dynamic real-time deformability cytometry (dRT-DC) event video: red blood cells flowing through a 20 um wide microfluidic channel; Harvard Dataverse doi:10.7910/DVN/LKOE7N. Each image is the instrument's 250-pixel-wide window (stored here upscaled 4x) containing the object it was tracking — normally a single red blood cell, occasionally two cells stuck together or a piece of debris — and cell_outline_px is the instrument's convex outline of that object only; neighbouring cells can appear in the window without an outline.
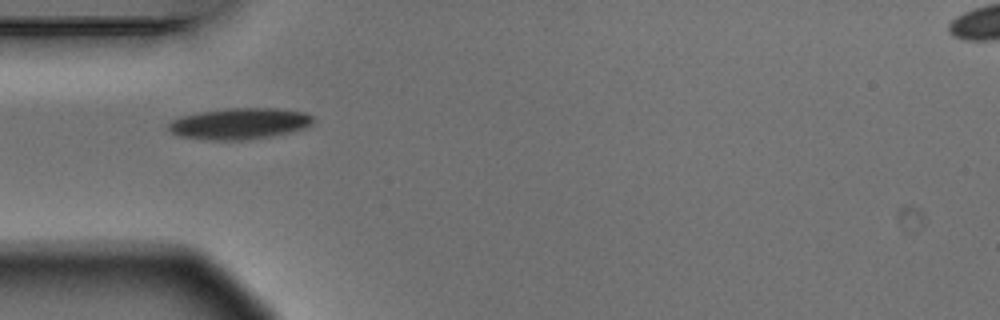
{"species": "Egyptian fruit bat (a non-hibernating species)", "species_latin": "Rousettus aegyptiacus", "temperature_condition": "warm", "stored_images_in_passage": 2, "camera_frame_rate_fps": 3000, "um_per_image_px": 0.085, "animal": {"sex": "male"}, "frame": {"image": 1, "passage_image": 1, "time_ms": 0.0, "image_size_px": [1000, 320], "cell_outline_px": [[312, 124], [308, 128], [272, 136], [248, 140], [208, 140], [176, 136], [168, 128], [168, 124], [172, 120], [180, 116], [196, 112], [228, 108], [276, 108], [304, 112], [312, 116]], "centroid_in_image_um": [20.34, 10.51], "position_along_channel_um": 64.7, "area_um2": 26.65}}
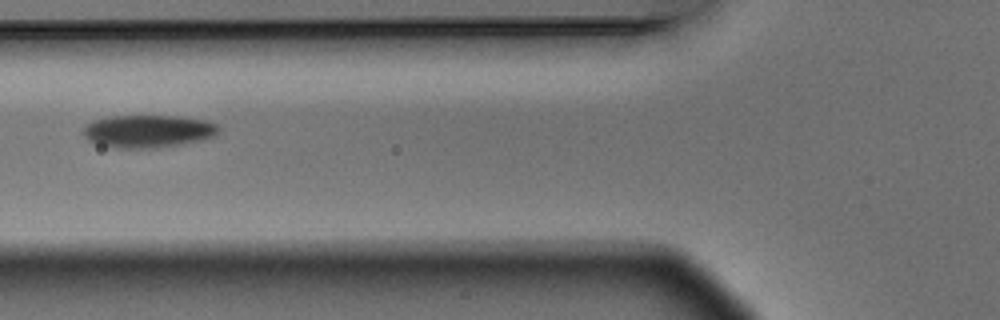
{"frame": {"image": 2, "passage_image": 2, "time_ms": 0.333, "image_size_px": [1000, 320], "cell_outline_px": [[220, 128], [216, 136], [200, 140], [180, 144], [152, 148], [116, 148], [100, 144], [88, 140], [84, 136], [84, 128], [88, 124], [96, 120], [112, 116], [176, 116], [204, 120], [220, 124]], "centroid_in_image_um": [12.64, 11.15], "position_along_channel_um": 113.2, "area_um2": 25.55}}